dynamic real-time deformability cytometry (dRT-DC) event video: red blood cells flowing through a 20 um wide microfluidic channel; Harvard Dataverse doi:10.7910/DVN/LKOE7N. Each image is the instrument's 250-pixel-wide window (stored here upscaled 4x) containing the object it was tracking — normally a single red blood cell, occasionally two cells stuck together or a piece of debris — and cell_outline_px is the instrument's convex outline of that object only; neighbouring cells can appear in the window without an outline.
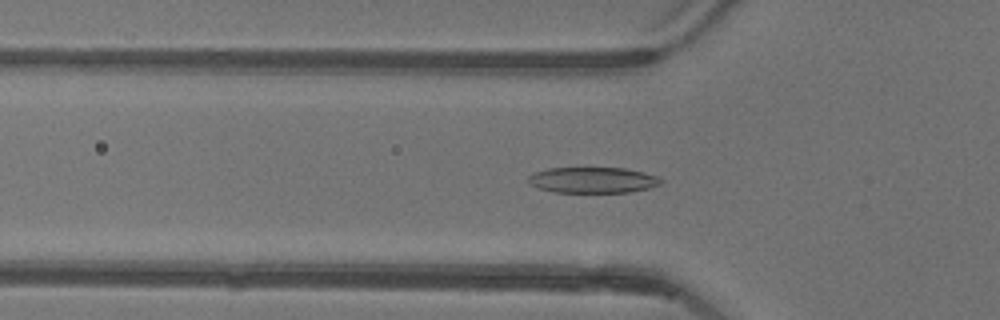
{"species": "common noctule bat (a hibernating species)", "species_latin": "Nyctalus noctula", "temperature_condition": "warm", "stored_images_in_passage": 7, "camera_frame_rate_fps": 3000, "um_per_image_px": 0.085, "animal": {"sex": "female"}, "frame": {"image": 1, "passage_image": 7, "time_ms": 2.0, "image_size_px": [1000, 320], "cell_outline_px": [[664, 180], [660, 184], [648, 188], [628, 192], [552, 192], [540, 188], [532, 184], [528, 180], [528, 176], [532, 172], [548, 168], [624, 168], [644, 172], [656, 176]], "centroid_in_image_um": [50.38, 15.3], "position_along_channel_um": 75.4, "area_um2": 19.88}}